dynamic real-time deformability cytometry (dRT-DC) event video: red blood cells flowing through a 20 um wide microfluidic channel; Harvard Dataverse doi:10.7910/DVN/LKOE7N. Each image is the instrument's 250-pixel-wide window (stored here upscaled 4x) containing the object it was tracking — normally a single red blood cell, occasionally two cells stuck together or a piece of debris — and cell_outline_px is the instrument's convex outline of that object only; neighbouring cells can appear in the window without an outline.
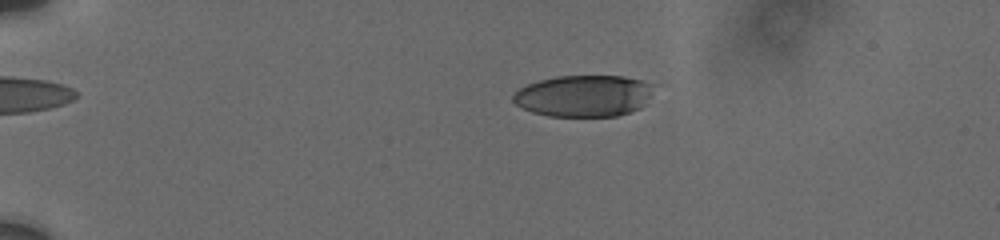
{"species": "human", "species_latin": "Homo sapiens", "temperature_condition": "cold", "stored_images_in_passage": 62, "camera_frame_rate_fps": 3000, "um_per_image_px": 0.085, "donor": {"sex": "male"}, "frame": {"image": 1, "passage_image": 15, "time_ms": 4.667, "image_size_px": [1000, 240], "cell_outline_px": [[648, 96], [644, 104], [640, 108], [616, 116], [548, 116], [532, 112], [516, 104], [512, 100], [512, 96], [520, 88], [528, 84], [540, 80], [556, 76], [624, 76], [640, 80], [648, 84]], "centroid_in_image_um": [49.54, 8.15], "position_along_channel_um": 35.5, "area_um2": 33.47}}
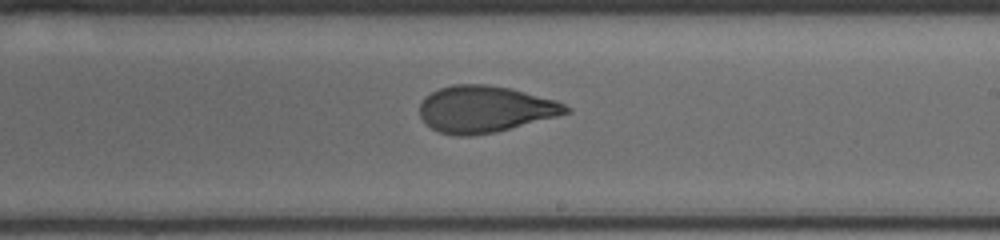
{"frame": {"image": 2, "passage_image": 35, "time_ms": 12.333, "image_size_px": [1000, 240], "cell_outline_px": [[572, 112], [496, 132], [468, 136], [456, 136], [440, 132], [432, 128], [420, 116], [420, 104], [424, 96], [440, 88], [452, 84], [488, 84], [512, 88], [556, 100], [572, 108]], "centroid_in_image_um": [41.24, 9.26], "position_along_channel_um": 247.8, "area_um2": 39.82}}
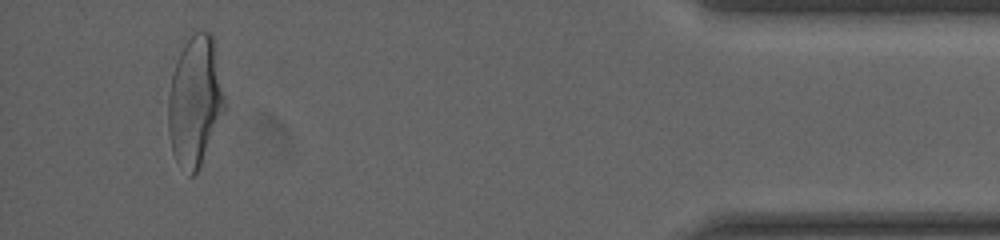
{"frame": {"image": 3, "passage_image": 61, "time_ms": 18.333, "image_size_px": [1000, 240], "cell_outline_px": [[224, 112], [200, 168], [192, 176], [188, 176], [176, 160], [172, 152], [168, 132], [168, 96], [172, 76], [180, 52], [184, 44], [196, 32], [212, 32], [224, 96]], "centroid_in_image_um": [16.57, 8.66], "position_along_channel_um": 418.6, "area_um2": 42.37}, "authors_computed_cell_mechanics": {"area_um2": 39.2462, "velocity_mm_per_s": 3.7492, "shape_relaxation_time_tau1_ms": 4.5646, "shape_relaxation_time_tau2_ms": 1.3344, "deformation_change_tau1": 0.1933, "deformation_change_tau2": 0.0778}}